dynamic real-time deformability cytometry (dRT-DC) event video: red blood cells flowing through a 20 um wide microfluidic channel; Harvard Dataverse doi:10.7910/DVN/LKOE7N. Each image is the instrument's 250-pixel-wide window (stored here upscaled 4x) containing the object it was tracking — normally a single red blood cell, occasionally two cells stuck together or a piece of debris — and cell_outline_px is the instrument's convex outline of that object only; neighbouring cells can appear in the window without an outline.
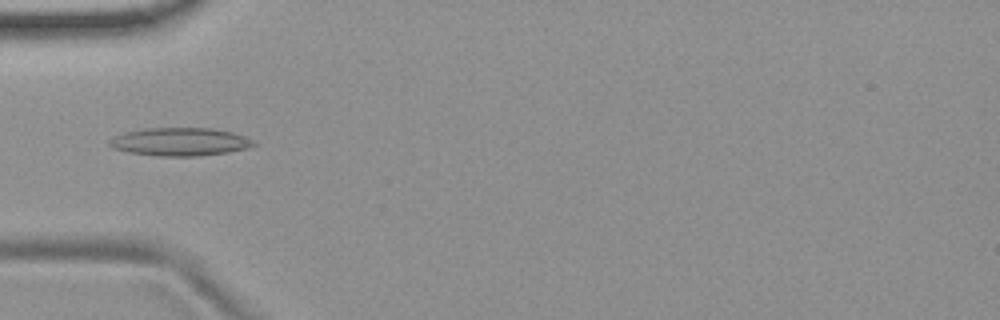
{"species": "common noctule bat (a hibernating species)", "species_latin": "Nyctalus noctula", "temperature_condition": "room temperature", "stored_images_in_passage": 37, "camera_frame_rate_fps": 3000, "um_per_image_px": 0.085, "animal": {"sex": "female", "body_mass_g": 19.9}, "frame": {"image": 1, "passage_image": 1, "time_ms": 0.0, "image_size_px": [1000, 320], "cell_outline_px": [[260, 144], [248, 148], [228, 152], [200, 156], [156, 156], [128, 152], [112, 148], [108, 144], [108, 140], [124, 132], [144, 128], [212, 128], [232, 132], [244, 136]], "centroid_in_image_um": [15.3, 12.05], "position_along_channel_um": 69.7, "area_um2": 23.81}}
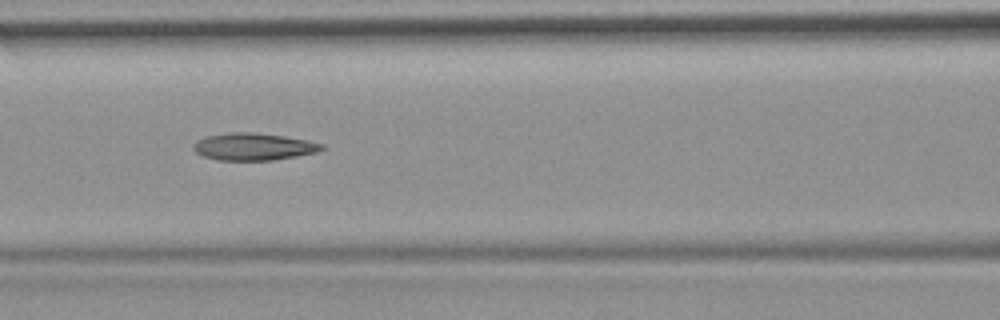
{"frame": {"image": 2, "passage_image": 7, "time_ms": 2.0, "image_size_px": [1000, 320], "cell_outline_px": [[324, 148], [316, 152], [296, 156], [272, 160], [216, 160], [204, 156], [196, 152], [192, 148], [192, 144], [196, 140], [208, 136], [232, 132], [252, 132], [284, 136], [308, 140], [324, 144]], "centroid_in_image_um": [21.53, 12.46], "position_along_channel_um": 145.1, "area_um2": 20.29}}
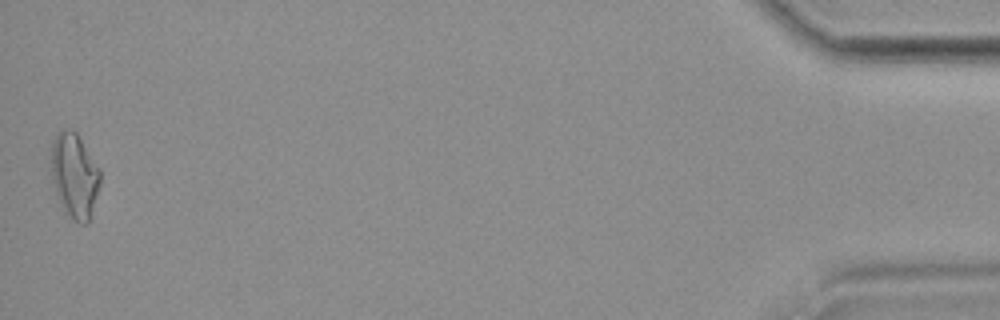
{"frame": {"image": 3, "passage_image": 37, "time_ms": 12.0, "image_size_px": [1000, 320], "cell_outline_px": [[100, 184], [88, 224], [80, 224], [72, 220], [64, 212], [56, 192], [52, 180], [52, 140], [56, 132], [64, 128], [68, 128], [76, 132], [100, 168]], "centroid_in_image_um": [6.33, 14.92], "position_along_channel_um": 428.9, "area_um2": 24.33}, "authors_computed_cell_mechanics": {"area_um2": 20.1144, "velocity_mm_per_s": 3.7542, "shape_relaxation_time_tau1_ms": 9.6291, "shape_relaxation_time_tau2_ms": 2.938, "deformation_change_tau1": 0.2146, "deformation_change_tau2": 0.1201}}